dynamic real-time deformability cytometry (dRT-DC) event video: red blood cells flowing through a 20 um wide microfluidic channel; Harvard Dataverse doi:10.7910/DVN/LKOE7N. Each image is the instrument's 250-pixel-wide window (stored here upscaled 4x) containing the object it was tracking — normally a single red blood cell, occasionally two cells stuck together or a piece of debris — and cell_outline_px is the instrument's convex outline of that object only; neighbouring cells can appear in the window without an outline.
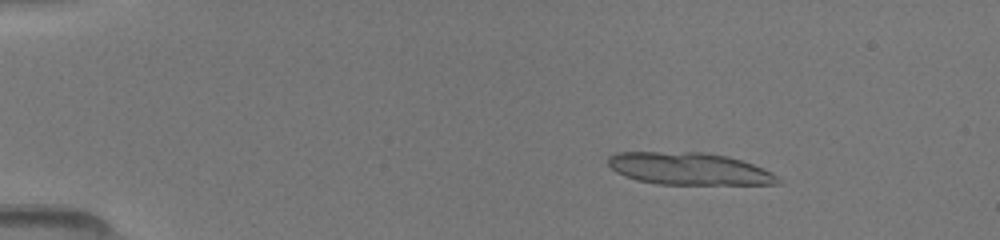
{"species": "common noctule bat (a hibernating species)", "species_latin": "Nyctalus noctula", "temperature_condition": "room temperature", "stored_images_in_passage": 16, "camera_frame_rate_fps": 3000, "um_per_image_px": 0.085, "animal": {"sex": "female", "body_mass_g": 19.5, "forearm_length_mm": 54.1}, "frame": {"image": 1, "passage_image": 5, "time_ms": 2.333, "image_size_px": [1000, 240], "cell_outline_px": [[784, 180], [780, 184], [656, 184], [636, 180], [624, 176], [616, 172], [608, 164], [608, 156], [616, 152], [704, 152], [728, 156], [764, 168], [772, 172]], "centroid_in_image_um": [58.59, 14.34], "position_along_channel_um": 26.4, "area_um2": 32.14}}